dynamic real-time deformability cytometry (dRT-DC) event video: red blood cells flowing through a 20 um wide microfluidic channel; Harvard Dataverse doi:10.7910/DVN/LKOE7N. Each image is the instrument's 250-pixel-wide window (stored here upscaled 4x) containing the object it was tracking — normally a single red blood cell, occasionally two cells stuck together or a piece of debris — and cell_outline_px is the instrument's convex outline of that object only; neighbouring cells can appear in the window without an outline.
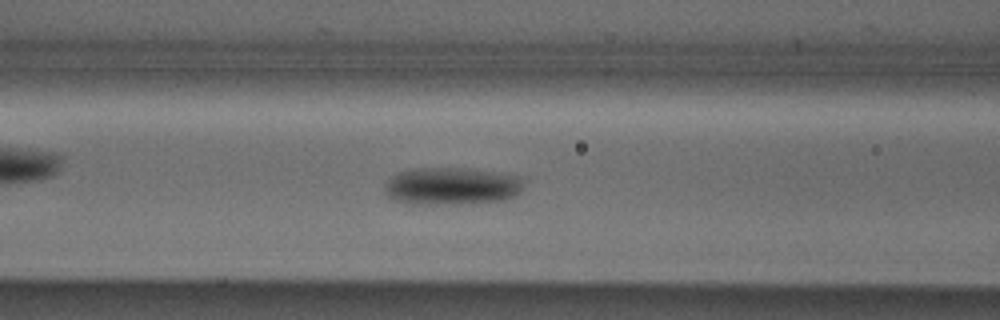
{"species": "Egyptian fruit bat (a non-hibernating species)", "species_latin": "Rousettus aegyptiacus", "temperature_condition": "cold", "stored_images_in_passage": 54, "camera_frame_rate_fps": 3000, "um_per_image_px": 0.085, "animal": {"sex": "male"}, "frame": {"image": 1, "passage_image": 21, "time_ms": 6.667, "image_size_px": [1000, 320], "cell_outline_px": [[528, 180], [524, 188], [516, 196], [504, 200], [460, 204], [412, 204], [392, 200], [384, 192], [384, 184], [392, 176], [400, 172], [416, 168], [460, 168], [492, 172], [520, 176]], "centroid_in_image_um": [38.43, 15.83], "position_along_channel_um": 128.2, "area_um2": 30.75}}
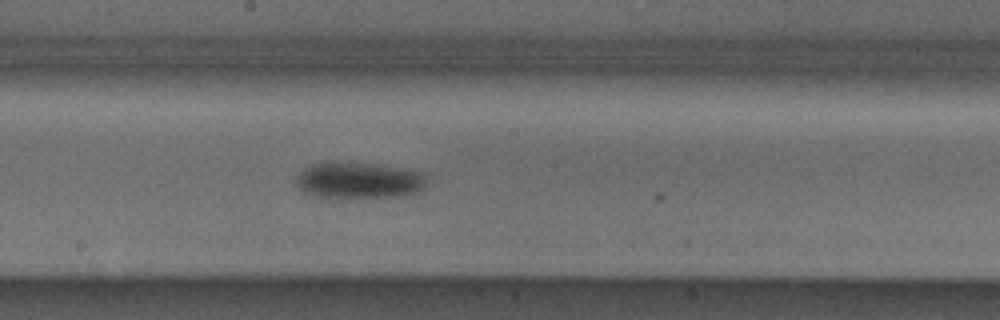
{"frame": {"image": 2, "passage_image": 28, "time_ms": 9.0, "image_size_px": [1000, 320], "cell_outline_px": [[424, 188], [420, 192], [400, 196], [316, 196], [304, 192], [296, 184], [296, 176], [304, 168], [312, 164], [324, 160], [348, 160], [376, 164], [424, 172]], "centroid_in_image_um": [30.46, 15.27], "position_along_channel_um": 217.7, "area_um2": 27.8}}
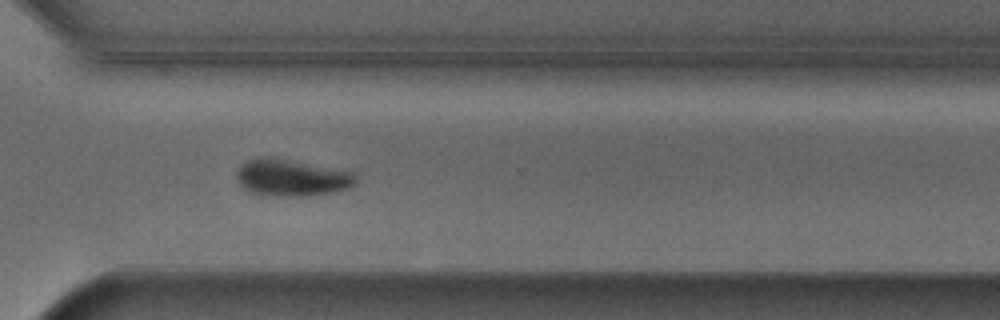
{"frame": {"image": 3, "passage_image": 38, "time_ms": 12.333, "image_size_px": [1000, 320], "cell_outline_px": [[356, 184], [352, 188], [336, 192], [304, 196], [272, 196], [252, 192], [244, 188], [236, 180], [236, 172], [248, 160], [256, 156], [272, 156], [352, 172], [356, 176]], "centroid_in_image_um": [24.8, 15.1], "position_along_channel_um": 345.8, "area_um2": 25.78}, "authors_computed_cell_mechanics": {"area_um2": 25.6921, "velocity_mm_per_s": 3.8422, "shape_relaxation_time_tau1_ms": 3.0535, "shape_relaxation_time_tau2_ms": null, "deformation_change_tau1": 0.098, "deformation_change_tau2": null}}